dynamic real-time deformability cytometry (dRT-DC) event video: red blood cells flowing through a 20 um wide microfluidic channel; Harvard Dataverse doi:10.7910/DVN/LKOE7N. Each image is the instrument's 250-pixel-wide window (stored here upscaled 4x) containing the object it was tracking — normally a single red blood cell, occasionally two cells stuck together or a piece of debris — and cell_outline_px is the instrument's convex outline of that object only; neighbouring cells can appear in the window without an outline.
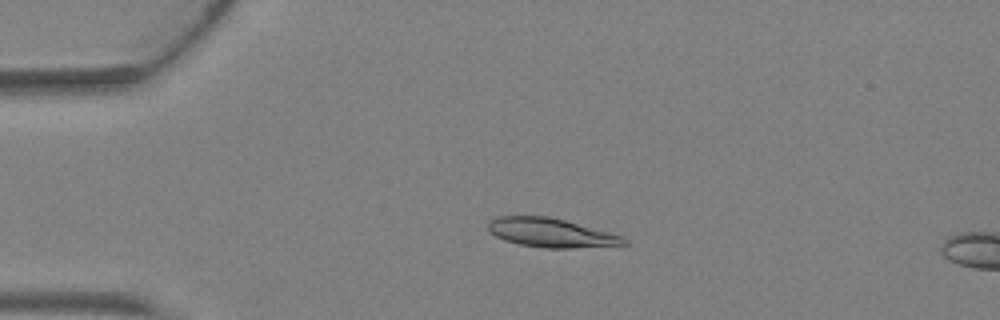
{"species": "Egyptian fruit bat (a non-hibernating species)", "species_latin": "Rousettus aegyptiacus", "temperature_condition": "warm", "stored_images_in_passage": 4, "camera_frame_rate_fps": 3000, "um_per_image_px": 0.085, "animal": {"sex": "female"}, "frame": {"image": 1, "passage_image": 3, "time_ms": 0.667, "image_size_px": [1000, 320], "cell_outline_px": [[628, 244], [572, 248], [544, 248], [520, 244], [504, 240], [488, 232], [488, 220], [496, 216], [548, 216], [564, 220], [624, 236], [628, 240]], "centroid_in_image_um": [46.8, 19.78], "position_along_channel_um": 38.2, "area_um2": 22.95}}